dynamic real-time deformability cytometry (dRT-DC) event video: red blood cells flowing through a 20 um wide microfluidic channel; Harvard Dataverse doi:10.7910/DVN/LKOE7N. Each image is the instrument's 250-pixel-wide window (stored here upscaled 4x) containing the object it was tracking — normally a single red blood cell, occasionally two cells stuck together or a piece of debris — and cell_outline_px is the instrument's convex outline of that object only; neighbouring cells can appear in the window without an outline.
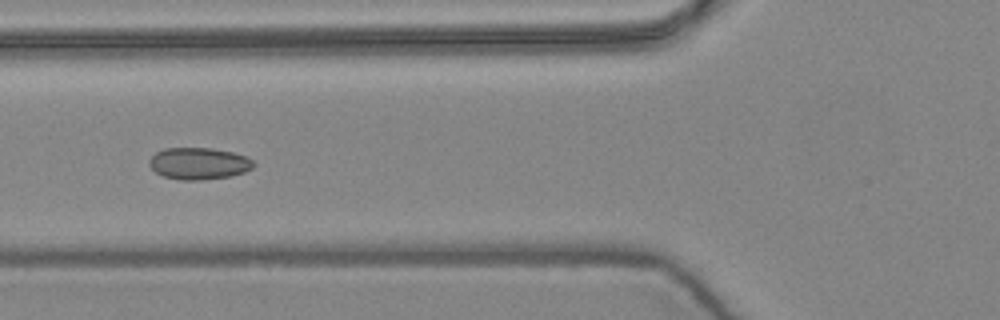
{"species": "common noctule bat (a hibernating species)", "species_latin": "Nyctalus noctula", "temperature_condition": "warm", "stored_images_in_passage": 8, "camera_frame_rate_fps": 3000, "um_per_image_px": 0.085, "animal": {"sex": "female", "body_mass_g": 24.6, "forearm_length_mm": 56.2}, "frame": {"image": 1, "passage_image": 5, "time_ms": 1.333, "image_size_px": [1000, 320], "cell_outline_px": [[256, 164], [252, 168], [244, 172], [232, 176], [200, 180], [180, 180], [164, 176], [156, 172], [148, 164], [148, 160], [156, 152], [164, 148], [212, 148], [232, 152], [248, 156]], "centroid_in_image_um": [16.91, 13.89], "position_along_channel_um": 108.9, "area_um2": 19.48}}
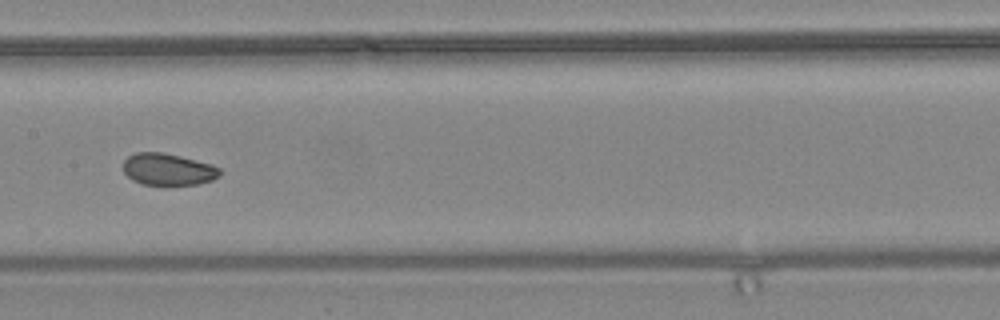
{"frame": {"image": 2, "passage_image": 7, "time_ms": 2.0, "image_size_px": [1000, 320], "cell_outline_px": [[220, 176], [212, 180], [196, 184], [140, 184], [132, 180], [124, 172], [124, 160], [128, 156], [136, 152], [164, 152], [212, 164], [220, 168]], "centroid_in_image_um": [14.28, 14.38], "position_along_channel_um": 193.1, "area_um2": 17.86}}
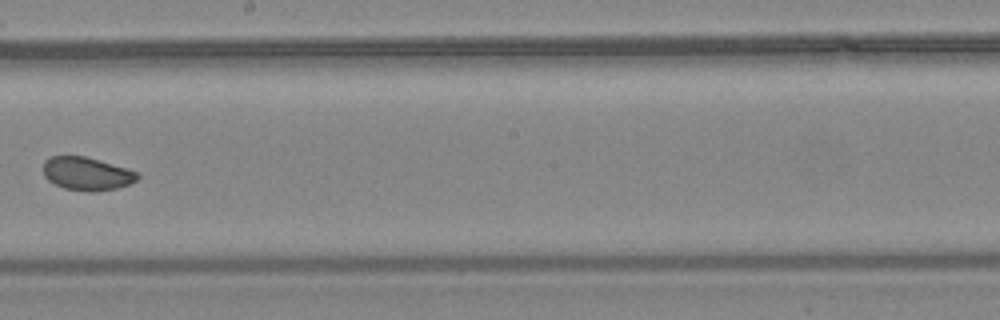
{"frame": {"image": 3, "passage_image": 8, "time_ms": 2.333, "image_size_px": [1000, 320], "cell_outline_px": [[140, 176], [136, 180], [128, 184], [116, 188], [96, 192], [88, 192], [64, 188], [48, 180], [44, 176], [44, 160], [52, 156], [84, 156], [128, 168], [136, 172]], "centroid_in_image_um": [7.38, 14.77], "position_along_channel_um": 240.8, "area_um2": 18.15}}